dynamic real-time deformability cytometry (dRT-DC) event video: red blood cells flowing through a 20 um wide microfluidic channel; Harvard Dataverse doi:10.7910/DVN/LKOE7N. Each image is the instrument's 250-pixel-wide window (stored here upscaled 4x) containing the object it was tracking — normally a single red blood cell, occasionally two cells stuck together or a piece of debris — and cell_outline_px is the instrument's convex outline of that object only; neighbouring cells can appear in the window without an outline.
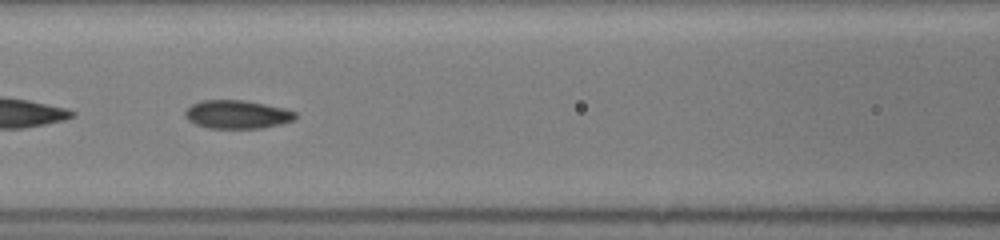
{"species": "common noctule bat (a hibernating species)", "species_latin": "Nyctalus noctula", "temperature_condition": "room temperature", "stored_images_in_passage": 33, "camera_frame_rate_fps": 3000, "um_per_image_px": 0.085, "animal": {"sex": "female", "body_mass_g": 19.5, "forearm_length_mm": 54.1}, "frame": {"image": 1, "passage_image": 10, "time_ms": 3.0, "image_size_px": [1000, 240], "cell_outline_px": [[296, 116], [292, 120], [280, 124], [264, 128], [208, 128], [196, 124], [188, 120], [184, 116], [184, 112], [192, 104], [200, 100], [244, 100], [284, 108], [296, 112]], "centroid_in_image_um": [20.13, 9.72], "position_along_channel_um": 146.5, "area_um2": 18.21}, "authors_computed_cell_mechanics": {"area_um2": 18.3226, "velocity_mm_per_s": 4.0525, "shape_relaxation_time_tau1_ms": null, "shape_relaxation_time_tau2_ms": 1.8152, "deformation_change_tau1": null, "deformation_change_tau2": 0.0732}}